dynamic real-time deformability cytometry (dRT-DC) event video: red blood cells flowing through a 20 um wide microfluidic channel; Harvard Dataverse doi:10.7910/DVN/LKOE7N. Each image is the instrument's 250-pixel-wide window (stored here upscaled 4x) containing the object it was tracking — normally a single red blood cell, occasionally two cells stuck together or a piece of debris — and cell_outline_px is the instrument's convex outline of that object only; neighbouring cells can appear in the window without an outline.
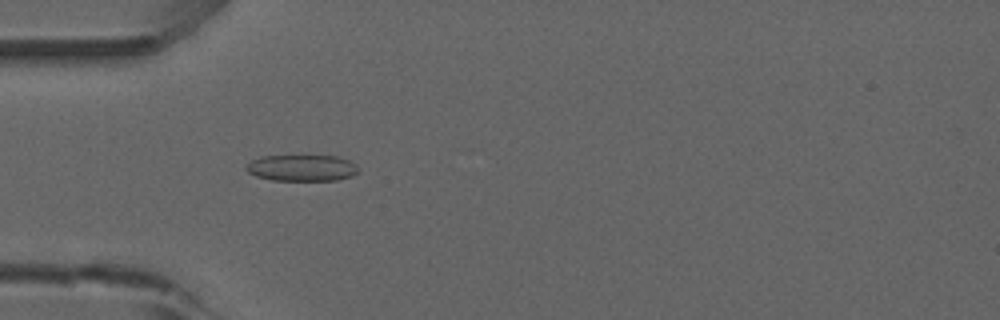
{"species": "common noctule bat (a hibernating species)", "species_latin": "Nyctalus noctula", "temperature_condition": "room temperature", "stored_images_in_passage": 51, "camera_frame_rate_fps": 3000, "um_per_image_px": 0.085, "animal": {"sex": "male", "forearm_length_mm": 52.5}, "frame": {"image": 1, "passage_image": 15, "time_ms": 4.667, "image_size_px": [1000, 320], "cell_outline_px": [[356, 172], [352, 176], [336, 180], [272, 180], [256, 176], [248, 172], [244, 168], [252, 160], [260, 156], [336, 156], [348, 160], [356, 164]], "centroid_in_image_um": [25.62, 14.27], "position_along_channel_um": 59.4, "area_um2": 17.05}}
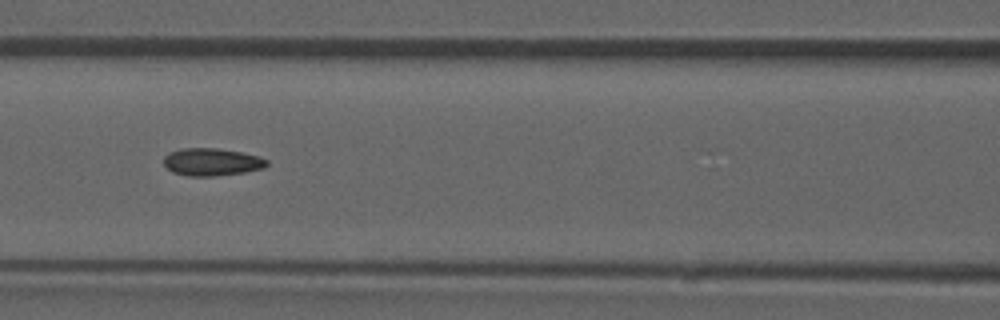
{"frame": {"image": 2, "passage_image": 22, "time_ms": 7.0, "image_size_px": [1000, 320], "cell_outline_px": [[268, 164], [264, 168], [244, 172], [216, 176], [188, 176], [172, 172], [164, 164], [164, 156], [168, 152], [180, 148], [216, 148], [240, 152], [260, 156], [268, 160]], "centroid_in_image_um": [17.99, 13.76], "position_along_channel_um": 148.6, "area_um2": 16.65}, "authors_computed_cell_mechanics": {"area_um2": 16.2996, "velocity_mm_per_s": 3.9448, "shape_relaxation_time_tau1_ms": null, "shape_relaxation_time_tau2_ms": 3.4225, "deformation_change_tau1": null, "deformation_change_tau2": 0.0961}}